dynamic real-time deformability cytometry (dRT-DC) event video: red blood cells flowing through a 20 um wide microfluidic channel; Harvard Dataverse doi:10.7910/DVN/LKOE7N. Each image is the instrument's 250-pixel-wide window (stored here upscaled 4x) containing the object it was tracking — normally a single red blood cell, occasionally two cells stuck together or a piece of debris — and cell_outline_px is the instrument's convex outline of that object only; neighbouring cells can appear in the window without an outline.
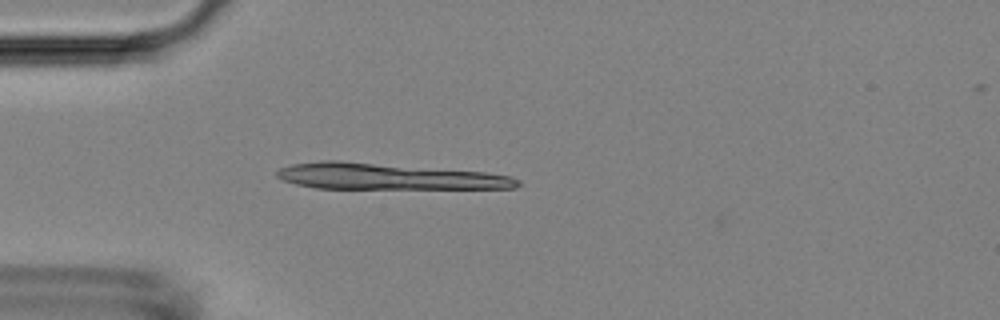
{"species": "Egyptian fruit bat (a non-hibernating species)", "species_latin": "Rousettus aegyptiacus", "temperature_condition": "room temperature", "stored_images_in_passage": 2, "camera_frame_rate_fps": 3000, "um_per_image_px": 0.085, "animal": {"sex": "female"}, "frame": {"image": 1, "passage_image": 1, "time_ms": 0.0, "image_size_px": [1000, 320], "cell_outline_px": [[520, 184], [516, 188], [316, 188], [296, 184], [284, 180], [276, 176], [276, 172], [280, 168], [292, 164], [320, 160], [340, 160], [484, 172], [508, 176], [520, 180]], "centroid_in_image_um": [32.94, 14.99], "position_along_channel_um": 52.1, "area_um2": 36.47}}